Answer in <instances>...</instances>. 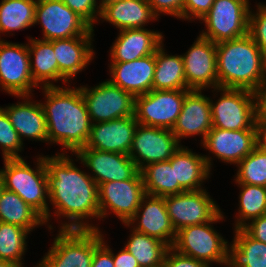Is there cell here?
Segmentation results:
<instances>
[{
    "label": "cell",
    "mask_w": 266,
    "mask_h": 267,
    "mask_svg": "<svg viewBox=\"0 0 266 267\" xmlns=\"http://www.w3.org/2000/svg\"><path fill=\"white\" fill-rule=\"evenodd\" d=\"M49 202L56 217L62 216L59 230H100L87 219H100L98 185L89 173L79 169L65 153L44 156Z\"/></svg>",
    "instance_id": "1"
},
{
    "label": "cell",
    "mask_w": 266,
    "mask_h": 267,
    "mask_svg": "<svg viewBox=\"0 0 266 267\" xmlns=\"http://www.w3.org/2000/svg\"><path fill=\"white\" fill-rule=\"evenodd\" d=\"M42 87L45 102H41L44 110L48 143L62 146L73 155L84 147L88 141L91 121L86 102L80 87ZM65 151V152H64Z\"/></svg>",
    "instance_id": "2"
},
{
    "label": "cell",
    "mask_w": 266,
    "mask_h": 267,
    "mask_svg": "<svg viewBox=\"0 0 266 267\" xmlns=\"http://www.w3.org/2000/svg\"><path fill=\"white\" fill-rule=\"evenodd\" d=\"M218 87L255 92L266 75V56L249 33L216 43Z\"/></svg>",
    "instance_id": "3"
},
{
    "label": "cell",
    "mask_w": 266,
    "mask_h": 267,
    "mask_svg": "<svg viewBox=\"0 0 266 267\" xmlns=\"http://www.w3.org/2000/svg\"><path fill=\"white\" fill-rule=\"evenodd\" d=\"M3 160L4 168L0 169V173L4 179L5 189L19 195L44 218L48 230H52V224L48 223L52 215L48 206V180L44 155L37 157L35 169L23 158Z\"/></svg>",
    "instance_id": "4"
},
{
    "label": "cell",
    "mask_w": 266,
    "mask_h": 267,
    "mask_svg": "<svg viewBox=\"0 0 266 267\" xmlns=\"http://www.w3.org/2000/svg\"><path fill=\"white\" fill-rule=\"evenodd\" d=\"M102 243L100 230H59L38 267H91L94 250Z\"/></svg>",
    "instance_id": "5"
},
{
    "label": "cell",
    "mask_w": 266,
    "mask_h": 267,
    "mask_svg": "<svg viewBox=\"0 0 266 267\" xmlns=\"http://www.w3.org/2000/svg\"><path fill=\"white\" fill-rule=\"evenodd\" d=\"M221 211L212 221L186 226L176 232L172 246L178 253L203 261L209 266L213 263L226 265L228 241L212 225L223 221Z\"/></svg>",
    "instance_id": "6"
},
{
    "label": "cell",
    "mask_w": 266,
    "mask_h": 267,
    "mask_svg": "<svg viewBox=\"0 0 266 267\" xmlns=\"http://www.w3.org/2000/svg\"><path fill=\"white\" fill-rule=\"evenodd\" d=\"M214 91L221 93L217 101L210 99L213 127L230 131L256 129L255 92L221 87L214 88Z\"/></svg>",
    "instance_id": "7"
},
{
    "label": "cell",
    "mask_w": 266,
    "mask_h": 267,
    "mask_svg": "<svg viewBox=\"0 0 266 267\" xmlns=\"http://www.w3.org/2000/svg\"><path fill=\"white\" fill-rule=\"evenodd\" d=\"M249 0H214L200 20L206 29L199 34L214 43L232 40L249 33Z\"/></svg>",
    "instance_id": "8"
},
{
    "label": "cell",
    "mask_w": 266,
    "mask_h": 267,
    "mask_svg": "<svg viewBox=\"0 0 266 267\" xmlns=\"http://www.w3.org/2000/svg\"><path fill=\"white\" fill-rule=\"evenodd\" d=\"M91 123L107 122L134 115L135 98L109 80L88 88L79 86Z\"/></svg>",
    "instance_id": "9"
},
{
    "label": "cell",
    "mask_w": 266,
    "mask_h": 267,
    "mask_svg": "<svg viewBox=\"0 0 266 267\" xmlns=\"http://www.w3.org/2000/svg\"><path fill=\"white\" fill-rule=\"evenodd\" d=\"M190 90H151L135 97L134 115L139 124L165 129L174 127Z\"/></svg>",
    "instance_id": "10"
},
{
    "label": "cell",
    "mask_w": 266,
    "mask_h": 267,
    "mask_svg": "<svg viewBox=\"0 0 266 267\" xmlns=\"http://www.w3.org/2000/svg\"><path fill=\"white\" fill-rule=\"evenodd\" d=\"M0 88L15 96L30 95L38 86L30 71L27 44L12 43L0 37Z\"/></svg>",
    "instance_id": "11"
},
{
    "label": "cell",
    "mask_w": 266,
    "mask_h": 267,
    "mask_svg": "<svg viewBox=\"0 0 266 267\" xmlns=\"http://www.w3.org/2000/svg\"><path fill=\"white\" fill-rule=\"evenodd\" d=\"M145 195L141 172L133 179L98 185L100 219L113 212L123 224L127 223L138 210Z\"/></svg>",
    "instance_id": "12"
},
{
    "label": "cell",
    "mask_w": 266,
    "mask_h": 267,
    "mask_svg": "<svg viewBox=\"0 0 266 267\" xmlns=\"http://www.w3.org/2000/svg\"><path fill=\"white\" fill-rule=\"evenodd\" d=\"M34 24H41L48 41L84 36L92 29L62 0H37Z\"/></svg>",
    "instance_id": "13"
},
{
    "label": "cell",
    "mask_w": 266,
    "mask_h": 267,
    "mask_svg": "<svg viewBox=\"0 0 266 267\" xmlns=\"http://www.w3.org/2000/svg\"><path fill=\"white\" fill-rule=\"evenodd\" d=\"M164 201L176 232L186 226L210 222L221 212L206 189L166 196Z\"/></svg>",
    "instance_id": "14"
},
{
    "label": "cell",
    "mask_w": 266,
    "mask_h": 267,
    "mask_svg": "<svg viewBox=\"0 0 266 267\" xmlns=\"http://www.w3.org/2000/svg\"><path fill=\"white\" fill-rule=\"evenodd\" d=\"M180 146L171 129L138 124L129 157L141 171L151 163L168 161Z\"/></svg>",
    "instance_id": "15"
},
{
    "label": "cell",
    "mask_w": 266,
    "mask_h": 267,
    "mask_svg": "<svg viewBox=\"0 0 266 267\" xmlns=\"http://www.w3.org/2000/svg\"><path fill=\"white\" fill-rule=\"evenodd\" d=\"M74 156L84 167L92 171L90 176L97 185L133 179L140 172L135 162L126 154L99 151L84 146L78 149Z\"/></svg>",
    "instance_id": "16"
},
{
    "label": "cell",
    "mask_w": 266,
    "mask_h": 267,
    "mask_svg": "<svg viewBox=\"0 0 266 267\" xmlns=\"http://www.w3.org/2000/svg\"><path fill=\"white\" fill-rule=\"evenodd\" d=\"M184 75L190 90L218 87L216 43L200 35L184 55Z\"/></svg>",
    "instance_id": "17"
},
{
    "label": "cell",
    "mask_w": 266,
    "mask_h": 267,
    "mask_svg": "<svg viewBox=\"0 0 266 267\" xmlns=\"http://www.w3.org/2000/svg\"><path fill=\"white\" fill-rule=\"evenodd\" d=\"M124 225H132L134 230L156 238L169 247L173 246L176 239V231L171 224L164 197L146 194L134 216Z\"/></svg>",
    "instance_id": "18"
},
{
    "label": "cell",
    "mask_w": 266,
    "mask_h": 267,
    "mask_svg": "<svg viewBox=\"0 0 266 267\" xmlns=\"http://www.w3.org/2000/svg\"><path fill=\"white\" fill-rule=\"evenodd\" d=\"M201 145L220 161L237 165L257 147L256 129L230 131L212 127Z\"/></svg>",
    "instance_id": "19"
},
{
    "label": "cell",
    "mask_w": 266,
    "mask_h": 267,
    "mask_svg": "<svg viewBox=\"0 0 266 267\" xmlns=\"http://www.w3.org/2000/svg\"><path fill=\"white\" fill-rule=\"evenodd\" d=\"M92 28L84 36L53 40V50L58 63V81L65 84L76 77L94 59Z\"/></svg>",
    "instance_id": "20"
},
{
    "label": "cell",
    "mask_w": 266,
    "mask_h": 267,
    "mask_svg": "<svg viewBox=\"0 0 266 267\" xmlns=\"http://www.w3.org/2000/svg\"><path fill=\"white\" fill-rule=\"evenodd\" d=\"M138 124L135 116L92 123L85 147L129 155Z\"/></svg>",
    "instance_id": "21"
},
{
    "label": "cell",
    "mask_w": 266,
    "mask_h": 267,
    "mask_svg": "<svg viewBox=\"0 0 266 267\" xmlns=\"http://www.w3.org/2000/svg\"><path fill=\"white\" fill-rule=\"evenodd\" d=\"M212 127L210 97L202 94V90H190L172 128L173 134L179 143L182 138L202 135V143Z\"/></svg>",
    "instance_id": "22"
},
{
    "label": "cell",
    "mask_w": 266,
    "mask_h": 267,
    "mask_svg": "<svg viewBox=\"0 0 266 267\" xmlns=\"http://www.w3.org/2000/svg\"><path fill=\"white\" fill-rule=\"evenodd\" d=\"M155 66V53L131 62L110 63L108 80L135 98L153 90Z\"/></svg>",
    "instance_id": "23"
},
{
    "label": "cell",
    "mask_w": 266,
    "mask_h": 267,
    "mask_svg": "<svg viewBox=\"0 0 266 267\" xmlns=\"http://www.w3.org/2000/svg\"><path fill=\"white\" fill-rule=\"evenodd\" d=\"M163 38L162 32L146 28L121 30L111 46L110 63L131 62L151 55L163 43Z\"/></svg>",
    "instance_id": "24"
},
{
    "label": "cell",
    "mask_w": 266,
    "mask_h": 267,
    "mask_svg": "<svg viewBox=\"0 0 266 267\" xmlns=\"http://www.w3.org/2000/svg\"><path fill=\"white\" fill-rule=\"evenodd\" d=\"M16 97L24 101L2 109L6 112L22 143L25 138L48 143L47 124L41 103L30 99L32 97L30 95Z\"/></svg>",
    "instance_id": "25"
},
{
    "label": "cell",
    "mask_w": 266,
    "mask_h": 267,
    "mask_svg": "<svg viewBox=\"0 0 266 267\" xmlns=\"http://www.w3.org/2000/svg\"><path fill=\"white\" fill-rule=\"evenodd\" d=\"M212 157L196 154L188 147L181 145L179 149L169 159L174 167L175 183L185 191H195L204 189V180L210 178L212 167Z\"/></svg>",
    "instance_id": "26"
},
{
    "label": "cell",
    "mask_w": 266,
    "mask_h": 267,
    "mask_svg": "<svg viewBox=\"0 0 266 267\" xmlns=\"http://www.w3.org/2000/svg\"><path fill=\"white\" fill-rule=\"evenodd\" d=\"M100 20L124 29L144 28L145 24L158 20L147 0H120L101 10Z\"/></svg>",
    "instance_id": "27"
},
{
    "label": "cell",
    "mask_w": 266,
    "mask_h": 267,
    "mask_svg": "<svg viewBox=\"0 0 266 267\" xmlns=\"http://www.w3.org/2000/svg\"><path fill=\"white\" fill-rule=\"evenodd\" d=\"M28 39L30 71L34 83L39 88L57 86L53 83L58 82V63L53 50V40H40L33 37Z\"/></svg>",
    "instance_id": "28"
},
{
    "label": "cell",
    "mask_w": 266,
    "mask_h": 267,
    "mask_svg": "<svg viewBox=\"0 0 266 267\" xmlns=\"http://www.w3.org/2000/svg\"><path fill=\"white\" fill-rule=\"evenodd\" d=\"M234 231L225 267H266V243L253 239L242 228Z\"/></svg>",
    "instance_id": "29"
},
{
    "label": "cell",
    "mask_w": 266,
    "mask_h": 267,
    "mask_svg": "<svg viewBox=\"0 0 266 267\" xmlns=\"http://www.w3.org/2000/svg\"><path fill=\"white\" fill-rule=\"evenodd\" d=\"M162 43L155 52L153 90H190L186 85L181 55H169Z\"/></svg>",
    "instance_id": "30"
},
{
    "label": "cell",
    "mask_w": 266,
    "mask_h": 267,
    "mask_svg": "<svg viewBox=\"0 0 266 267\" xmlns=\"http://www.w3.org/2000/svg\"><path fill=\"white\" fill-rule=\"evenodd\" d=\"M0 222L18 225L30 233L45 225L44 218L15 192L4 189L0 196Z\"/></svg>",
    "instance_id": "31"
},
{
    "label": "cell",
    "mask_w": 266,
    "mask_h": 267,
    "mask_svg": "<svg viewBox=\"0 0 266 267\" xmlns=\"http://www.w3.org/2000/svg\"><path fill=\"white\" fill-rule=\"evenodd\" d=\"M140 172L147 195L166 197L185 191L179 183H175L174 167L169 160L151 163Z\"/></svg>",
    "instance_id": "32"
},
{
    "label": "cell",
    "mask_w": 266,
    "mask_h": 267,
    "mask_svg": "<svg viewBox=\"0 0 266 267\" xmlns=\"http://www.w3.org/2000/svg\"><path fill=\"white\" fill-rule=\"evenodd\" d=\"M37 0H2L0 2V33L27 29L35 24Z\"/></svg>",
    "instance_id": "33"
},
{
    "label": "cell",
    "mask_w": 266,
    "mask_h": 267,
    "mask_svg": "<svg viewBox=\"0 0 266 267\" xmlns=\"http://www.w3.org/2000/svg\"><path fill=\"white\" fill-rule=\"evenodd\" d=\"M131 233L124 247L136 258L140 267H154L164 263L170 248L166 243L133 228Z\"/></svg>",
    "instance_id": "34"
},
{
    "label": "cell",
    "mask_w": 266,
    "mask_h": 267,
    "mask_svg": "<svg viewBox=\"0 0 266 267\" xmlns=\"http://www.w3.org/2000/svg\"><path fill=\"white\" fill-rule=\"evenodd\" d=\"M241 188L239 194V211L235 228L244 227L252 219L266 214V187L236 183Z\"/></svg>",
    "instance_id": "35"
},
{
    "label": "cell",
    "mask_w": 266,
    "mask_h": 267,
    "mask_svg": "<svg viewBox=\"0 0 266 267\" xmlns=\"http://www.w3.org/2000/svg\"><path fill=\"white\" fill-rule=\"evenodd\" d=\"M28 234L30 232L18 225L0 222V260H6L24 267Z\"/></svg>",
    "instance_id": "36"
},
{
    "label": "cell",
    "mask_w": 266,
    "mask_h": 267,
    "mask_svg": "<svg viewBox=\"0 0 266 267\" xmlns=\"http://www.w3.org/2000/svg\"><path fill=\"white\" fill-rule=\"evenodd\" d=\"M236 166L235 183L266 187V153L258 147Z\"/></svg>",
    "instance_id": "37"
},
{
    "label": "cell",
    "mask_w": 266,
    "mask_h": 267,
    "mask_svg": "<svg viewBox=\"0 0 266 267\" xmlns=\"http://www.w3.org/2000/svg\"><path fill=\"white\" fill-rule=\"evenodd\" d=\"M23 144L17 131L10 123L6 112L0 106V148L2 150V158H23L19 154L23 149Z\"/></svg>",
    "instance_id": "38"
},
{
    "label": "cell",
    "mask_w": 266,
    "mask_h": 267,
    "mask_svg": "<svg viewBox=\"0 0 266 267\" xmlns=\"http://www.w3.org/2000/svg\"><path fill=\"white\" fill-rule=\"evenodd\" d=\"M249 34L266 56V4L258 3L256 13L250 10Z\"/></svg>",
    "instance_id": "39"
},
{
    "label": "cell",
    "mask_w": 266,
    "mask_h": 267,
    "mask_svg": "<svg viewBox=\"0 0 266 267\" xmlns=\"http://www.w3.org/2000/svg\"><path fill=\"white\" fill-rule=\"evenodd\" d=\"M71 10L82 17L92 28L100 18L97 0H62ZM96 22V23H95Z\"/></svg>",
    "instance_id": "40"
},
{
    "label": "cell",
    "mask_w": 266,
    "mask_h": 267,
    "mask_svg": "<svg viewBox=\"0 0 266 267\" xmlns=\"http://www.w3.org/2000/svg\"><path fill=\"white\" fill-rule=\"evenodd\" d=\"M214 0H185L182 20H201L210 10Z\"/></svg>",
    "instance_id": "41"
},
{
    "label": "cell",
    "mask_w": 266,
    "mask_h": 267,
    "mask_svg": "<svg viewBox=\"0 0 266 267\" xmlns=\"http://www.w3.org/2000/svg\"><path fill=\"white\" fill-rule=\"evenodd\" d=\"M154 14L160 18V14H167L182 19V9L185 0H147Z\"/></svg>",
    "instance_id": "42"
},
{
    "label": "cell",
    "mask_w": 266,
    "mask_h": 267,
    "mask_svg": "<svg viewBox=\"0 0 266 267\" xmlns=\"http://www.w3.org/2000/svg\"><path fill=\"white\" fill-rule=\"evenodd\" d=\"M165 267H210L207 263L178 253L170 247L164 258Z\"/></svg>",
    "instance_id": "43"
},
{
    "label": "cell",
    "mask_w": 266,
    "mask_h": 267,
    "mask_svg": "<svg viewBox=\"0 0 266 267\" xmlns=\"http://www.w3.org/2000/svg\"><path fill=\"white\" fill-rule=\"evenodd\" d=\"M102 234V243L94 250L91 267H115L112 248L106 244Z\"/></svg>",
    "instance_id": "44"
},
{
    "label": "cell",
    "mask_w": 266,
    "mask_h": 267,
    "mask_svg": "<svg viewBox=\"0 0 266 267\" xmlns=\"http://www.w3.org/2000/svg\"><path fill=\"white\" fill-rule=\"evenodd\" d=\"M242 229L253 239L266 243V214L252 219Z\"/></svg>",
    "instance_id": "45"
},
{
    "label": "cell",
    "mask_w": 266,
    "mask_h": 267,
    "mask_svg": "<svg viewBox=\"0 0 266 267\" xmlns=\"http://www.w3.org/2000/svg\"><path fill=\"white\" fill-rule=\"evenodd\" d=\"M257 119H266V75L255 91Z\"/></svg>",
    "instance_id": "46"
},
{
    "label": "cell",
    "mask_w": 266,
    "mask_h": 267,
    "mask_svg": "<svg viewBox=\"0 0 266 267\" xmlns=\"http://www.w3.org/2000/svg\"><path fill=\"white\" fill-rule=\"evenodd\" d=\"M115 267H140L136 258L123 247L117 254L113 253Z\"/></svg>",
    "instance_id": "47"
},
{
    "label": "cell",
    "mask_w": 266,
    "mask_h": 267,
    "mask_svg": "<svg viewBox=\"0 0 266 267\" xmlns=\"http://www.w3.org/2000/svg\"><path fill=\"white\" fill-rule=\"evenodd\" d=\"M256 143L257 147L266 153V119L256 121Z\"/></svg>",
    "instance_id": "48"
},
{
    "label": "cell",
    "mask_w": 266,
    "mask_h": 267,
    "mask_svg": "<svg viewBox=\"0 0 266 267\" xmlns=\"http://www.w3.org/2000/svg\"><path fill=\"white\" fill-rule=\"evenodd\" d=\"M0 267H21V266L10 261L0 260Z\"/></svg>",
    "instance_id": "49"
},
{
    "label": "cell",
    "mask_w": 266,
    "mask_h": 267,
    "mask_svg": "<svg viewBox=\"0 0 266 267\" xmlns=\"http://www.w3.org/2000/svg\"><path fill=\"white\" fill-rule=\"evenodd\" d=\"M99 9L100 11L106 7L107 5L113 3V2H117V1H120V0H99Z\"/></svg>",
    "instance_id": "50"
},
{
    "label": "cell",
    "mask_w": 266,
    "mask_h": 267,
    "mask_svg": "<svg viewBox=\"0 0 266 267\" xmlns=\"http://www.w3.org/2000/svg\"><path fill=\"white\" fill-rule=\"evenodd\" d=\"M5 189V186H4V179H3V176L2 174L0 173V196H1V193L2 191Z\"/></svg>",
    "instance_id": "51"
},
{
    "label": "cell",
    "mask_w": 266,
    "mask_h": 267,
    "mask_svg": "<svg viewBox=\"0 0 266 267\" xmlns=\"http://www.w3.org/2000/svg\"><path fill=\"white\" fill-rule=\"evenodd\" d=\"M154 267H165V266H164V263H162V264L154 266Z\"/></svg>",
    "instance_id": "52"
}]
</instances>
